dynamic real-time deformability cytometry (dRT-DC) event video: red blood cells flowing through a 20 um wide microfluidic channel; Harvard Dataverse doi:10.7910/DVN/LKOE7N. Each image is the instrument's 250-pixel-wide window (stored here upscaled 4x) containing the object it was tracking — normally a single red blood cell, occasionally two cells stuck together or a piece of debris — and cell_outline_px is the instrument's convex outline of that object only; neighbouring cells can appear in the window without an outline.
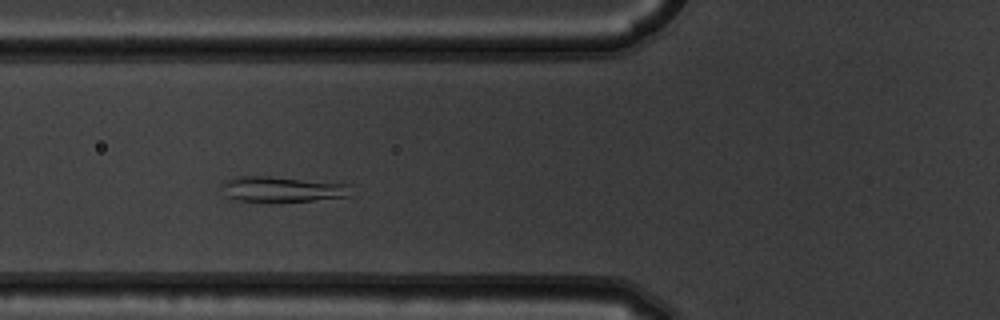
{"species": "common noctule bat (a hibernating species)", "species_latin": "Nyctalus noctula", "temperature_condition": "warm", "stored_images_in_passage": 7, "camera_frame_rate_fps": 3000, "um_per_image_px": 0.085, "animal": {"sex": "male", "body_mass_g": 19.5, "forearm_length_mm": 54.6}, "frame": {"image": 1, "passage_image": 3, "time_ms": 0.667, "image_size_px": [1000, 320], "cell_outline_px": [[352, 196], [312, 200], [268, 204], [236, 200], [228, 196], [220, 184], [224, 180], [232, 176], [268, 176], [352, 184]], "centroid_in_image_um": [23.98, 16.1], "position_along_channel_um": 101.8, "area_um2": 20.0}}
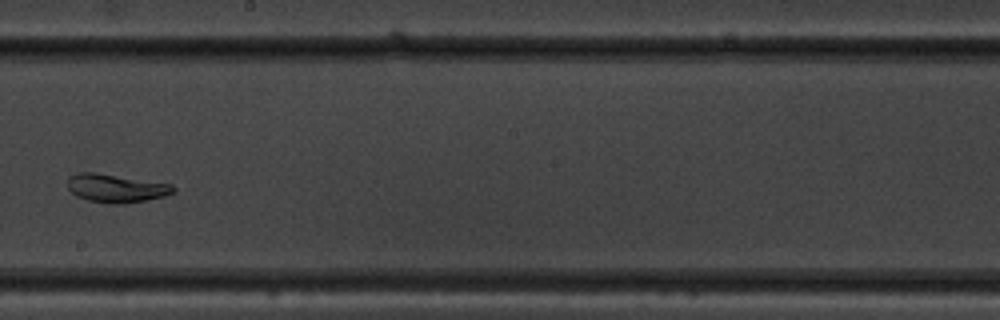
{"frame": {"image": 2, "passage_image": 6, "time_ms": 1.667, "image_size_px": [1000, 320], "cell_outline_px": [[176, 188], [172, 192], [164, 196], [124, 204], [108, 204], [88, 200], [76, 196], [68, 188], [68, 176], [76, 172], [96, 172], [172, 184]], "centroid_in_image_um": [9.82, 15.99], "position_along_channel_um": 238.4, "area_um2": 17.51}}